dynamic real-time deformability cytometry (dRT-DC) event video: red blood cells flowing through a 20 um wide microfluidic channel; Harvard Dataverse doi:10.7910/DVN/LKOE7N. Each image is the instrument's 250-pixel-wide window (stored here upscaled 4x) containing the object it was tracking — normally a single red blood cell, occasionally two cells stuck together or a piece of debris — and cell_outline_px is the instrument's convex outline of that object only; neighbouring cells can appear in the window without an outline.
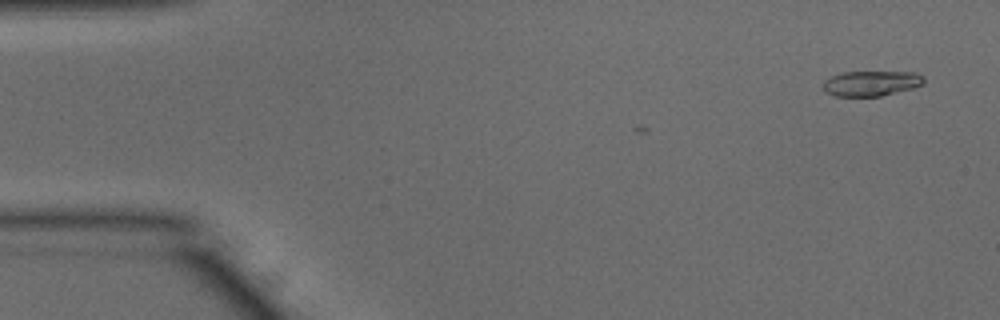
{"species": "common noctule bat (a hibernating species)", "species_latin": "Nyctalus noctula", "temperature_condition": "warm", "stored_images_in_passage": 6, "camera_frame_rate_fps": 3000, "um_per_image_px": 0.085, "animal": {"sex": "male", "body_mass_g": 15.6}, "frame": {"image": 1, "passage_image": 1, "time_ms": 0.0, "image_size_px": [1000, 320], "cell_outline_px": [[924, 84], [912, 88], [880, 96], [836, 96], [828, 92], [820, 84], [824, 80], [840, 72], [916, 72], [924, 76]], "centroid_in_image_um": [74.05, 7.07], "position_along_channel_um": 10.9, "area_um2": 14.8}}